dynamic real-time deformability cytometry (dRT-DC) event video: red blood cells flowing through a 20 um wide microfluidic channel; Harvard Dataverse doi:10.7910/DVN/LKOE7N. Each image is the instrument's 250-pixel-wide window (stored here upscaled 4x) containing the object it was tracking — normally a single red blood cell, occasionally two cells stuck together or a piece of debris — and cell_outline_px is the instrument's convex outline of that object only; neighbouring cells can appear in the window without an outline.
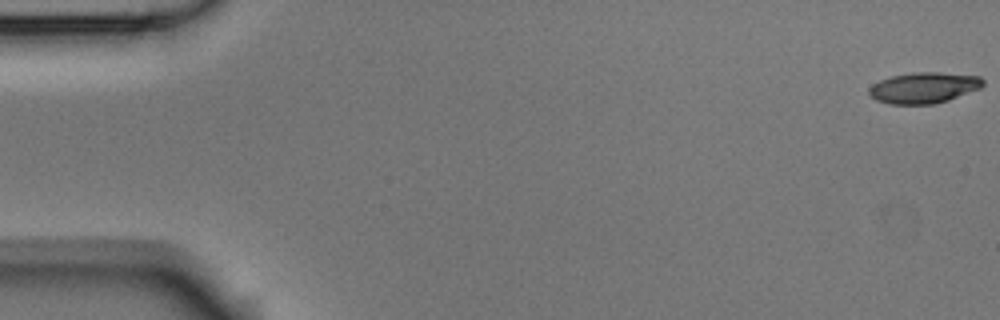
{"species": "Egyptian fruit bat (a non-hibernating species)", "species_latin": "Rousettus aegyptiacus", "temperature_condition": "room temperature", "stored_images_in_passage": 5, "camera_frame_rate_fps": 3000, "um_per_image_px": 0.085, "animal": {"sex": "male"}, "frame": {"image": 1, "passage_image": 1, "time_ms": 0.0, "image_size_px": [1000, 320], "cell_outline_px": [[984, 84], [980, 88], [948, 100], [936, 104], [888, 104], [876, 100], [868, 96], [868, 88], [872, 84], [880, 80], [892, 76], [912, 72], [940, 72], [980, 76], [984, 80]], "centroid_in_image_um": [78.49, 7.46], "position_along_channel_um": 6.5, "area_um2": 20.75}}
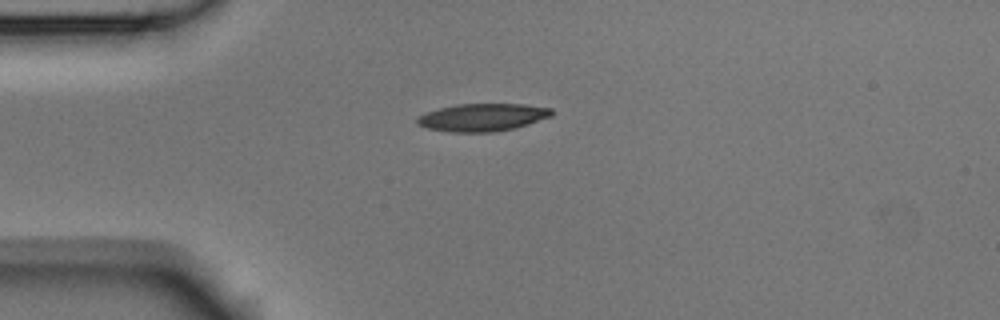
{"frame": {"image": 2, "passage_image": 4, "time_ms": 1.0, "image_size_px": [1000, 320], "cell_outline_px": [[552, 116], [516, 128], [492, 132], [452, 132], [428, 128], [416, 124], [416, 120], [424, 112], [456, 104], [524, 104], [552, 108]], "centroid_in_image_um": [41.01, 9.97], "position_along_channel_um": 44.0, "area_um2": 21.68}}